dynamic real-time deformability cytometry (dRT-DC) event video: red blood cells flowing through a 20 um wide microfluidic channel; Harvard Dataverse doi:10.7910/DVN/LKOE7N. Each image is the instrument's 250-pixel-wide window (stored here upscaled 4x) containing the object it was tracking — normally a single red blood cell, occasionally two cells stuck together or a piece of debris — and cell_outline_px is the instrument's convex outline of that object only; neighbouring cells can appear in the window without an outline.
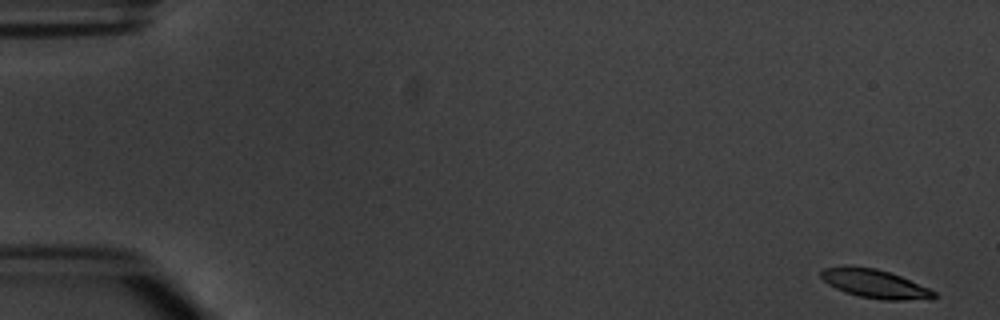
{"species": "common noctule bat (a hibernating species)", "species_latin": "Nyctalus noctula", "temperature_condition": "warm", "stored_images_in_passage": 5, "camera_frame_rate_fps": 3000, "um_per_image_px": 0.085, "animal": {"sex": "male", "body_mass_g": 20.1, "forearm_length_mm": 53.5}, "frame": {"image": 1, "passage_image": 1, "time_ms": 0.0, "image_size_px": [1000, 320], "cell_outline_px": [[936, 296], [932, 300], [884, 300], [860, 296], [844, 292], [828, 284], [820, 276], [820, 272], [824, 268], [844, 264], [876, 268], [900, 276], [928, 288], [936, 292]], "centroid_in_image_um": [74.34, 24.11], "position_along_channel_um": 10.7, "area_um2": 19.07}}
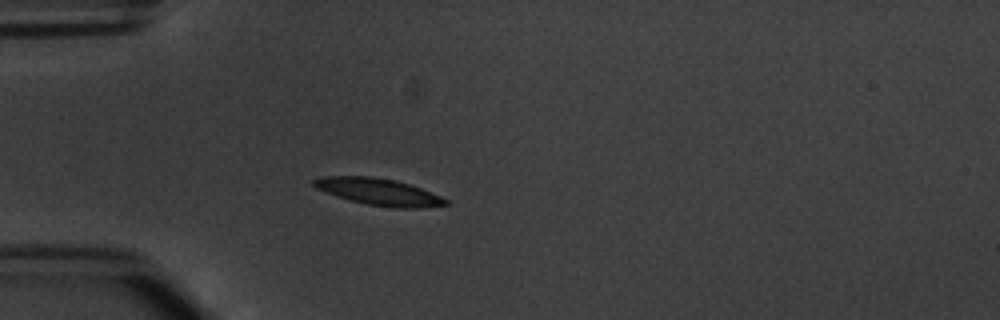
{"frame": {"image": 2, "passage_image": 5, "time_ms": 4.667, "image_size_px": [1000, 320], "cell_outline_px": [[448, 204], [420, 208], [392, 208], [368, 204], [348, 200], [336, 196], [316, 188], [312, 184], [312, 180], [324, 176], [372, 176], [396, 180], [420, 188], [440, 196], [448, 200]], "centroid_in_image_um": [32.16, 16.3], "position_along_channel_um": 52.8, "area_um2": 20.52}}